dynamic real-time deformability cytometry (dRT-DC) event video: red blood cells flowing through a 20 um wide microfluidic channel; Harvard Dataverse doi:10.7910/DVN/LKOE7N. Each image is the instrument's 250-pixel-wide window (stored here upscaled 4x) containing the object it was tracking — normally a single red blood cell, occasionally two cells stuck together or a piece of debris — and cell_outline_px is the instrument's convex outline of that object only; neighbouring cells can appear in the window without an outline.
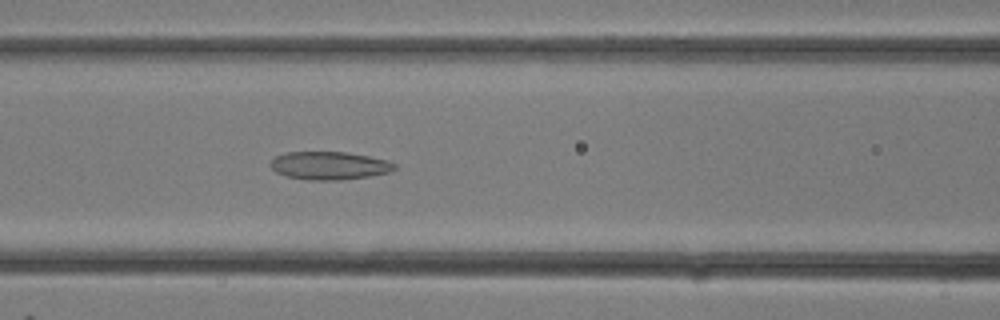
{"species": "common noctule bat (a hibernating species)", "species_latin": "Nyctalus noctula", "temperature_condition": "room temperature", "stored_images_in_passage": 10, "camera_frame_rate_fps": 3000, "um_per_image_px": 0.085, "animal": {"sex": "female"}, "frame": {"image": 1, "passage_image": 10, "time_ms": 3.0, "image_size_px": [1000, 320], "cell_outline_px": [[396, 168], [392, 172], [368, 176], [340, 180], [308, 180], [288, 176], [276, 172], [268, 164], [276, 156], [284, 152], [348, 152], [388, 160], [396, 164]], "centroid_in_image_um": [28.01, 14.07], "position_along_channel_um": 138.6, "area_um2": 20.35}}